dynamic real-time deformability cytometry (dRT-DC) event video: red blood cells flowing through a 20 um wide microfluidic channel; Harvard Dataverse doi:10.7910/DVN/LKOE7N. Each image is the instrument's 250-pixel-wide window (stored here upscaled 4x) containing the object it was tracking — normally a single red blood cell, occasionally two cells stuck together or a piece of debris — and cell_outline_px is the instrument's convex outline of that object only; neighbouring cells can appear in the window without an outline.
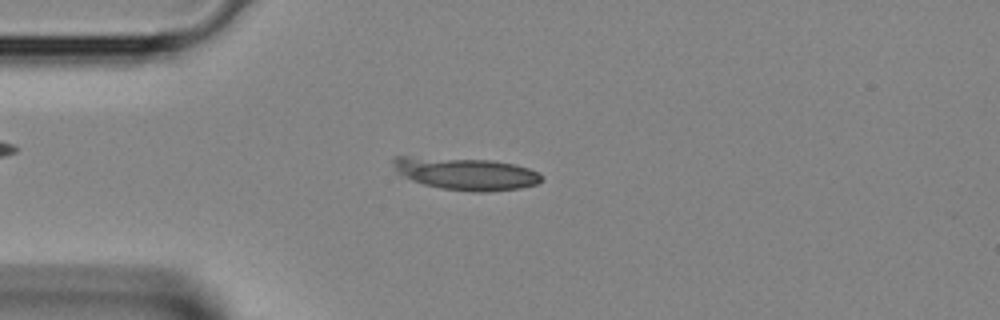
{"species": "Egyptian fruit bat (a non-hibernating species)", "species_latin": "Rousettus aegyptiacus", "temperature_condition": "room temperature", "stored_images_in_passage": 2, "camera_frame_rate_fps": 3000, "um_per_image_px": 0.085, "animal": {"sex": "female"}, "frame": {"image": 1, "passage_image": 2, "time_ms": 0.333, "image_size_px": [1000, 320], "cell_outline_px": [[544, 180], [536, 184], [520, 188], [488, 192], [472, 192], [440, 188], [424, 184], [400, 176], [396, 172], [392, 164], [392, 156], [408, 156], [492, 160], [512, 164], [528, 168], [544, 176]], "centroid_in_image_um": [39.55, 14.76], "position_along_channel_um": 45.4, "area_um2": 28.26}}